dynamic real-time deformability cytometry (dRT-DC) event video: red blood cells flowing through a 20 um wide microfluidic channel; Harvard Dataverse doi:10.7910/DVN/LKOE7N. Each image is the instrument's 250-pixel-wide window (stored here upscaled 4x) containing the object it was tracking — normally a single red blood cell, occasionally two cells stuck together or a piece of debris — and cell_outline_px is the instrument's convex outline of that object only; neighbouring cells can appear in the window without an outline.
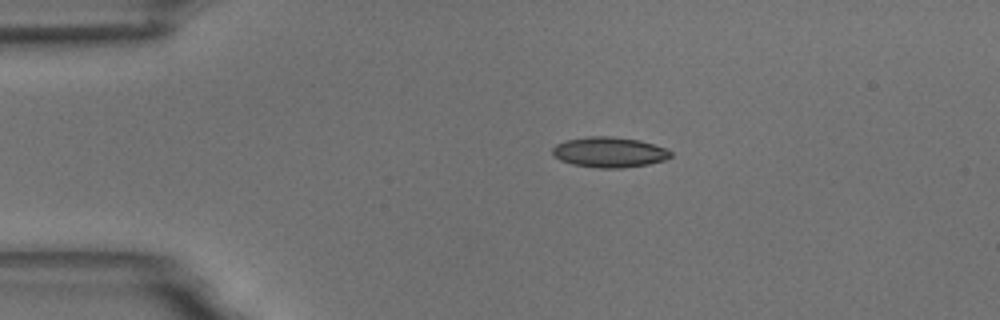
{"species": "common noctule bat (a hibernating species)", "species_latin": "Nyctalus noctula", "temperature_condition": "room temperature", "stored_images_in_passage": 45, "camera_frame_rate_fps": 3000, "um_per_image_px": 0.085, "animal": {"sex": "male", "body_mass_g": 18.8}, "frame": {"image": 1, "passage_image": 1, "time_ms": 0.0, "image_size_px": [1000, 320], "cell_outline_px": [[672, 156], [664, 160], [648, 164], [624, 168], [600, 168], [572, 164], [560, 160], [552, 156], [552, 148], [556, 144], [564, 140], [588, 136], [612, 136], [640, 140], [664, 148], [672, 152]], "centroid_in_image_um": [51.75, 12.93], "position_along_channel_um": 33.2, "area_um2": 21.04}}
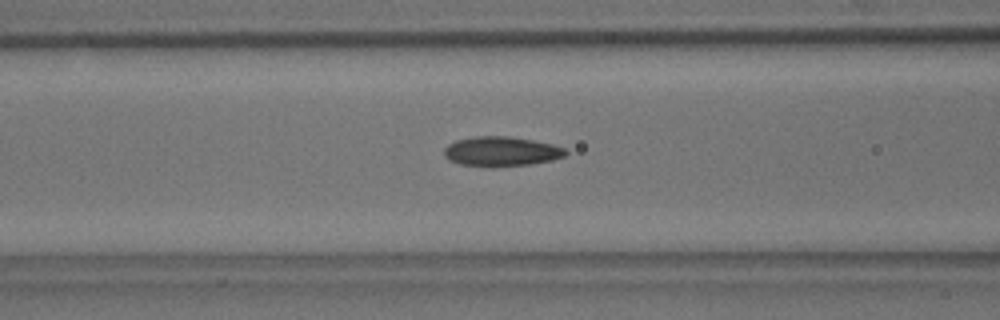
{"frame": {"image": 2, "passage_image": 12, "time_ms": 3.667, "image_size_px": [1000, 320], "cell_outline_px": [[568, 152], [564, 156], [552, 160], [528, 164], [460, 164], [448, 160], [444, 156], [444, 148], [448, 144], [456, 140], [472, 136], [508, 136], [532, 140], [552, 144], [564, 148]], "centroid_in_image_um": [42.59, 12.82], "position_along_channel_um": 124.0, "area_um2": 20.23}}
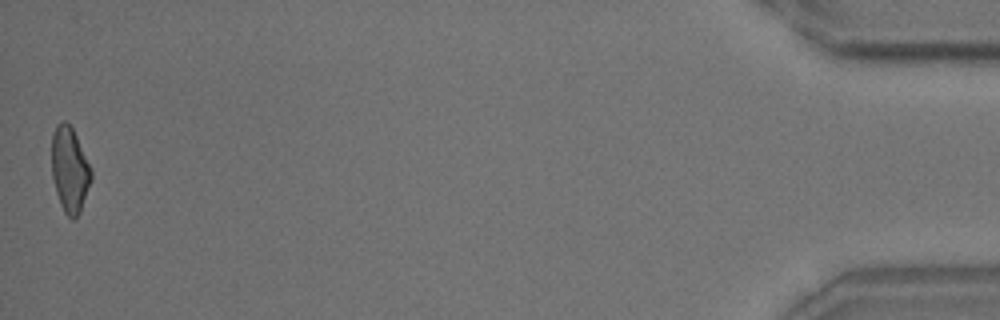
{"frame": {"image": 3, "passage_image": 45, "time_ms": 14.667, "image_size_px": [1000, 320], "cell_outline_px": [[92, 180], [80, 212], [72, 220], [64, 212], [60, 204], [56, 192], [52, 176], [52, 132], [56, 124], [64, 120], [72, 128], [92, 168]], "centroid_in_image_um": [5.93, 14.42], "position_along_channel_um": 429.3, "area_um2": 19.71}, "authors_computed_cell_mechanics": {"area_um2": 20.23, "velocity_mm_per_s": 3.6261, "shape_relaxation_time_tau1_ms": 5.7189, "shape_relaxation_time_tau2_ms": 3.0791, "deformation_change_tau1": 0.153, "deformation_change_tau2": 0.0979}}